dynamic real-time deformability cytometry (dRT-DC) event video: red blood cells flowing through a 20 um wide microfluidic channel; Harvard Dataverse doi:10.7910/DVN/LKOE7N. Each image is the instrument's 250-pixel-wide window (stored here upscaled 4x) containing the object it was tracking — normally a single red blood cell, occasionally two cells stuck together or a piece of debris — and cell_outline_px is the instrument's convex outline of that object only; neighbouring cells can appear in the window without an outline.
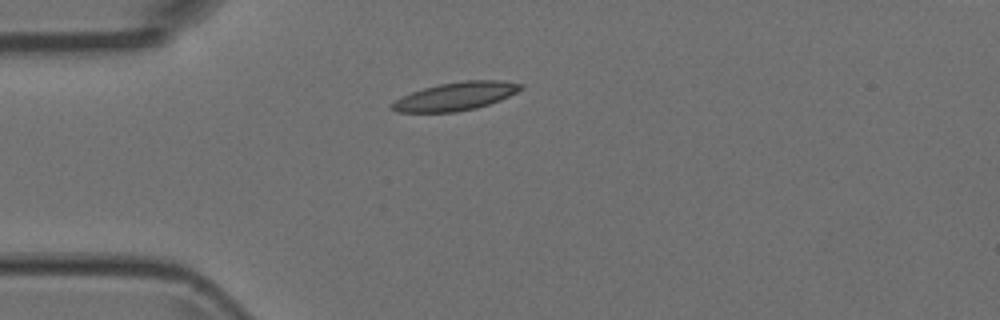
{"species": "Egyptian fruit bat (a non-hibernating species)", "species_latin": "Rousettus aegyptiacus", "temperature_condition": "room temperature", "stored_images_in_passage": 4, "camera_frame_rate_fps": 3000, "um_per_image_px": 0.085, "animal": {"sex": "female"}, "frame": {"image": 1, "passage_image": 3, "time_ms": 0.667, "image_size_px": [1000, 320], "cell_outline_px": [[524, 88], [500, 100], [476, 108], [456, 112], [396, 112], [392, 108], [392, 104], [396, 100], [412, 92], [424, 88], [440, 84], [464, 80], [500, 80], [524, 84]], "centroid_in_image_um": [38.78, 8.18], "position_along_channel_um": 46.2, "area_um2": 20.92}}